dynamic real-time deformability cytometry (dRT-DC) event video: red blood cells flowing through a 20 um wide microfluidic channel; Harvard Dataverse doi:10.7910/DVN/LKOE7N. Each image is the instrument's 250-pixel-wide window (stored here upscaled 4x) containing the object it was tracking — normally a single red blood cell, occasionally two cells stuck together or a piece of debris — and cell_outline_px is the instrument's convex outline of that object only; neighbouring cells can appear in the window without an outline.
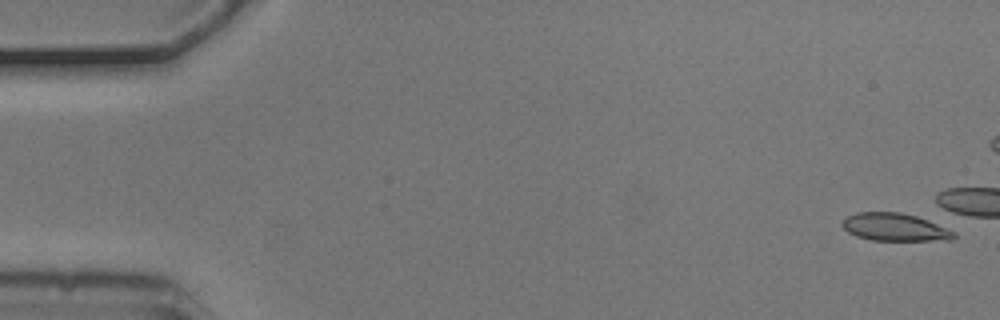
{"species": "common noctule bat (a hibernating species)", "species_latin": "Nyctalus noctula", "temperature_condition": "cold", "stored_images_in_passage": 4, "camera_frame_rate_fps": 3000, "um_per_image_px": 0.085, "animal": {"sex": "male", "body_mass_g": 20.5, "forearm_length_mm": 52.5}, "frame": {"image": 1, "passage_image": 4, "time_ms": 1.0, "image_size_px": [1000, 320], "cell_outline_px": [[956, 236], [952, 240], [872, 240], [856, 236], [848, 232], [840, 224], [848, 216], [856, 212], [900, 212], [916, 216], [928, 220], [956, 232]], "centroid_in_image_um": [76.06, 19.31], "position_along_channel_um": 8.9, "area_um2": 17.98}}